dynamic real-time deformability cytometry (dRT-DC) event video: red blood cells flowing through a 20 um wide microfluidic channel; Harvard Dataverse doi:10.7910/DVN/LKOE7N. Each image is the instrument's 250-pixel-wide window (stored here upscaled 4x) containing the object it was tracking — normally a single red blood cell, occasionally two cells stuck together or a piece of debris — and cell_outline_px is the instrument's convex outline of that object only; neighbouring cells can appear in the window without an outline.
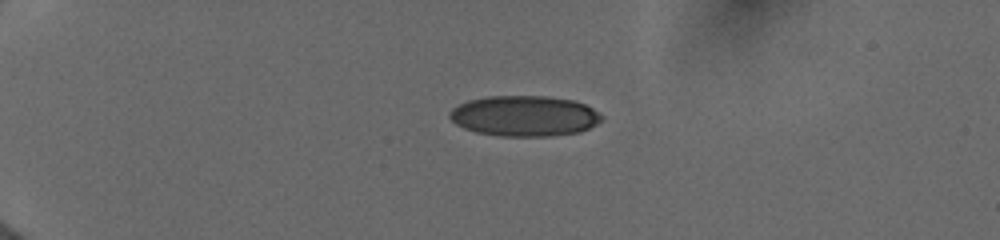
{"species": "human", "species_latin": "Homo sapiens", "temperature_condition": "cold", "stored_images_in_passage": 19, "camera_frame_rate_fps": 3000, "um_per_image_px": 0.085, "donor": {"sex": "female"}, "frame": {"image": 1, "passage_image": 10, "time_ms": 4.0, "image_size_px": [1000, 240], "cell_outline_px": [[604, 120], [580, 132], [552, 136], [500, 136], [476, 132], [464, 128], [456, 124], [448, 116], [448, 112], [452, 108], [468, 100], [488, 96], [548, 96], [572, 100], [584, 104], [592, 108], [604, 116]], "centroid_in_image_um": [44.58, 9.86], "position_along_channel_um": 40.4, "area_um2": 36.13}}
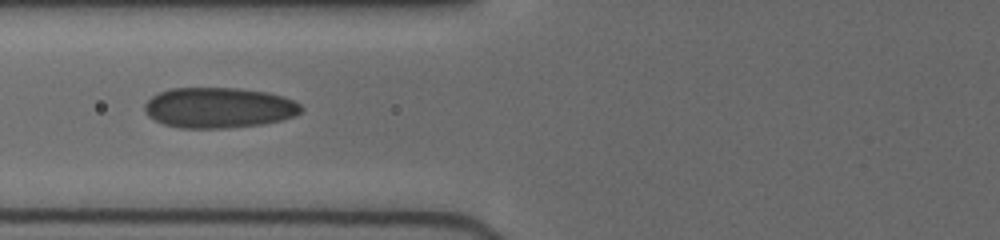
{"frame": {"image": 2, "passage_image": 16, "time_ms": 7.333, "image_size_px": [1000, 240], "cell_outline_px": [[304, 108], [296, 116], [264, 124], [228, 128], [180, 128], [164, 124], [148, 116], [144, 112], [144, 104], [152, 96], [168, 88], [240, 88], [268, 92], [284, 96], [300, 104]], "centroid_in_image_um": [18.61, 9.15], "position_along_channel_um": 107.2, "area_um2": 37.22}}
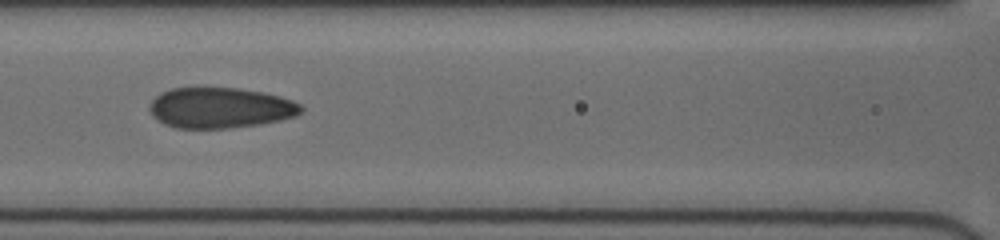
{"frame": {"image": 3, "passage_image": 18, "time_ms": 8.333, "image_size_px": [1000, 240], "cell_outline_px": [[304, 108], [296, 116], [280, 120], [260, 124], [228, 128], [176, 128], [164, 124], [152, 116], [148, 108], [148, 104], [160, 92], [172, 88], [192, 84], [204, 84], [240, 88], [264, 92], [280, 96], [292, 100], [300, 104]], "centroid_in_image_um": [18.66, 9.1], "position_along_channel_um": 147.9, "area_um2": 37.22}}